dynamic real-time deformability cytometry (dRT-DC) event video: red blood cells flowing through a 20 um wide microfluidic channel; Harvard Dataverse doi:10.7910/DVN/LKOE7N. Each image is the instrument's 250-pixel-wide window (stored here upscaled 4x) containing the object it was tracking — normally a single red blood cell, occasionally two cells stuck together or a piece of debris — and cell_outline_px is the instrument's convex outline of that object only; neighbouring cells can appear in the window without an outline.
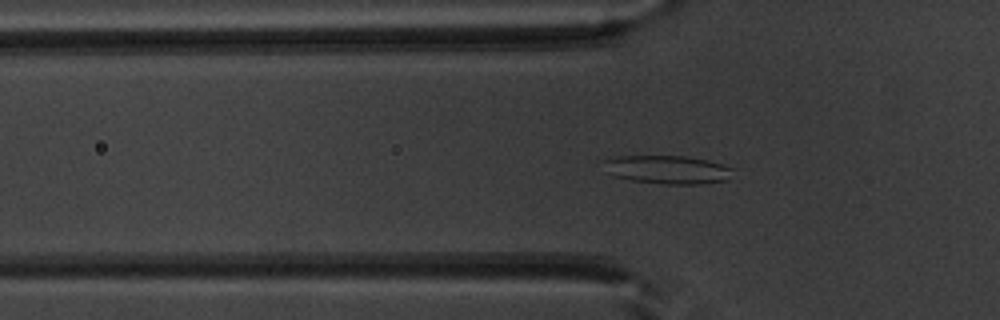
{"species": "common noctule bat (a hibernating species)", "species_latin": "Nyctalus noctula", "temperature_condition": "warm", "stored_images_in_passage": 45, "camera_frame_rate_fps": 3000, "um_per_image_px": 0.085, "animal": {"sex": "male", "body_mass_g": 20.1, "forearm_length_mm": 53.5}, "frame": {"image": 1, "passage_image": 11, "time_ms": 3.333, "image_size_px": [1000, 320], "cell_outline_px": [[732, 168], [728, 180], [700, 184], [664, 184], [632, 180], [612, 176], [604, 172], [596, 164], [604, 160], [616, 156], [684, 156], [708, 160]], "centroid_in_image_um": [56.58, 14.41], "position_along_channel_um": 69.2, "area_um2": 21.73}}
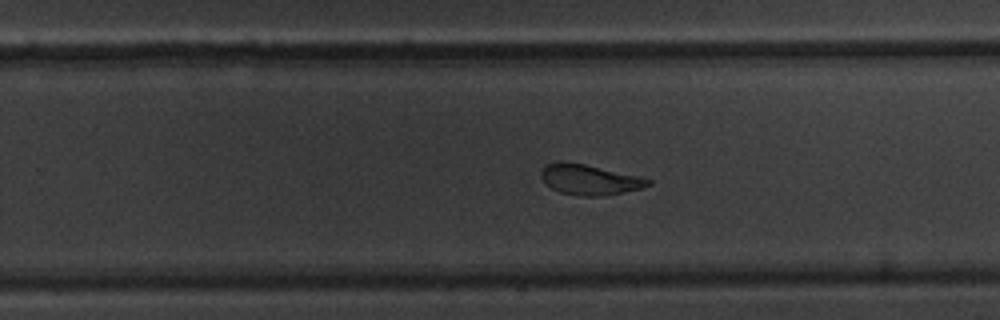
{"frame": {"image": 2, "passage_image": 27, "time_ms": 8.667, "image_size_px": [1000, 320], "cell_outline_px": [[652, 184], [640, 188], [600, 196], [580, 196], [560, 192], [544, 184], [540, 176], [540, 172], [544, 164], [556, 160], [564, 160], [644, 176], [652, 180]], "centroid_in_image_um": [50.06, 15.23], "position_along_channel_um": 279.7, "area_um2": 19.36}}
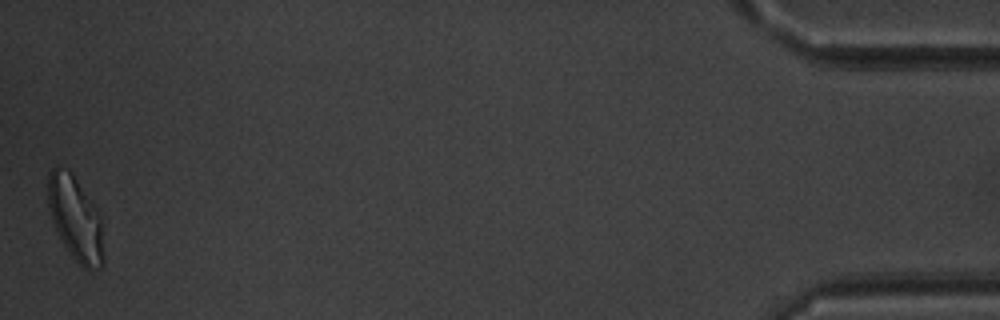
{"frame": {"image": 3, "passage_image": 45, "time_ms": 14.667, "image_size_px": [1000, 320], "cell_outline_px": [[104, 268], [84, 268], [72, 256], [64, 244], [52, 220], [48, 204], [48, 172], [52, 168], [68, 168], [72, 172], [100, 216], [104, 256]], "centroid_in_image_um": [6.42, 18.57], "position_along_channel_um": 428.8, "area_um2": 26.82}, "authors_computed_cell_mechanics": {"area_um2": 21.3282, "velocity_mm_per_s": 3.9486, "shape_relaxation_time_tau1_ms": 4.4014, "shape_relaxation_time_tau2_ms": 1.6187, "deformation_change_tau1": 0.1478, "deformation_change_tau2": 0.0941}}